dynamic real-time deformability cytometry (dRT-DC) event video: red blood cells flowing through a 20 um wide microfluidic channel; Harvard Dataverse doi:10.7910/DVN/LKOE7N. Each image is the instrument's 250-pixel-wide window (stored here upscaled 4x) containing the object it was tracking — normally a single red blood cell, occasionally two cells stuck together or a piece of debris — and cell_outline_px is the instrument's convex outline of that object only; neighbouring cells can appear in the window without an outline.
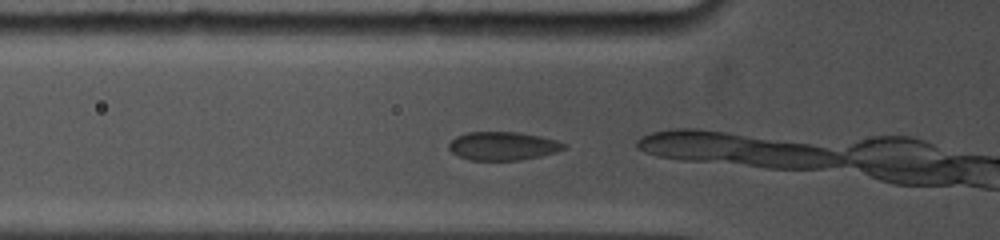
{"species": "common noctule bat (a hibernating species)", "species_latin": "Nyctalus noctula", "temperature_condition": "cold", "stored_images_in_passage": 10, "camera_frame_rate_fps": 5000, "um_per_image_px": 0.085, "animal": {"sex": "female", "body_mass_g": 19.0, "forearm_length_mm": 53.3}, "frame": {"image": 1, "passage_image": 2, "time_ms": 0.4, "image_size_px": [1000, 240], "cell_outline_px": [[568, 148], [556, 152], [540, 156], [520, 160], [468, 160], [452, 152], [448, 148], [448, 144], [456, 136], [468, 132], [516, 132], [540, 136], [556, 140], [564, 144]], "centroid_in_image_um": [42.74, 12.41], "position_along_channel_um": 83.1, "area_um2": 19.02}}
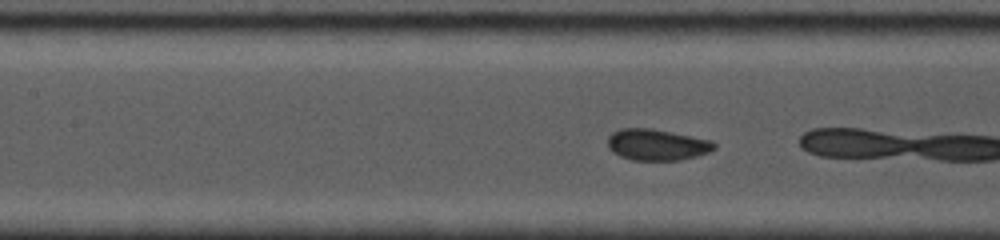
{"frame": {"image": 2, "passage_image": 7, "time_ms": 2.2, "image_size_px": [1000, 240], "cell_outline_px": [[716, 148], [708, 152], [696, 156], [680, 160], [632, 160], [620, 156], [612, 152], [608, 148], [608, 136], [612, 132], [620, 128], [652, 128], [712, 140], [716, 144]], "centroid_in_image_um": [55.82, 12.29], "position_along_channel_um": 151.6, "area_um2": 19.54}}